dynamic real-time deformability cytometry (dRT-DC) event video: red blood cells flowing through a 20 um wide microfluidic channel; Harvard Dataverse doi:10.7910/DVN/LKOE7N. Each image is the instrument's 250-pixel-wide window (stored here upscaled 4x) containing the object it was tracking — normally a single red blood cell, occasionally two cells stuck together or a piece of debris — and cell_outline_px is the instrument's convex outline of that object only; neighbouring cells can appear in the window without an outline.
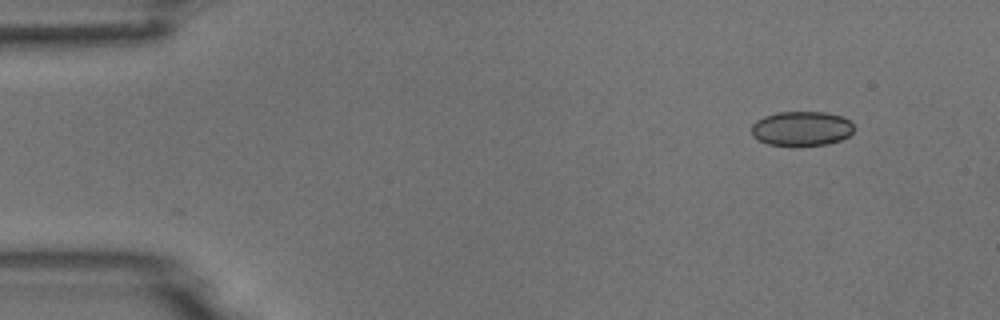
{"species": "common noctule bat (a hibernating species)", "species_latin": "Nyctalus noctula", "temperature_condition": "room temperature", "stored_images_in_passage": 47, "camera_frame_rate_fps": 3000, "um_per_image_px": 0.085, "animal": {"sex": "male", "body_mass_g": 18.8}, "frame": {"image": 1, "passage_image": 1, "time_ms": 0.0, "image_size_px": [1000, 320], "cell_outline_px": [[852, 132], [848, 136], [840, 140], [828, 144], [768, 144], [756, 140], [752, 136], [752, 124], [756, 120], [764, 116], [776, 112], [828, 112], [844, 116], [852, 124]], "centroid_in_image_um": [68.11, 10.9], "position_along_channel_um": 16.9, "area_um2": 20.46}}
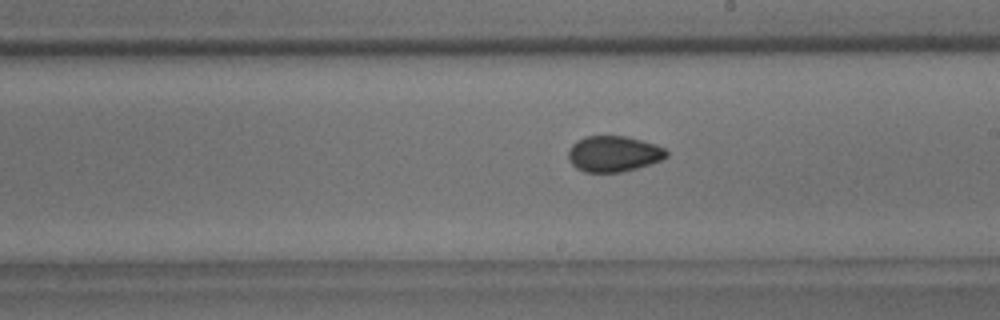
{"frame": {"image": 2, "passage_image": 25, "time_ms": 8.0, "image_size_px": [1000, 320], "cell_outline_px": [[668, 156], [660, 160], [624, 172], [584, 172], [576, 168], [568, 160], [568, 152], [572, 144], [576, 140], [584, 136], [628, 136], [656, 144], [664, 148], [668, 152]], "centroid_in_image_um": [52.13, 13.07], "position_along_channel_um": 236.9, "area_um2": 20.63}}
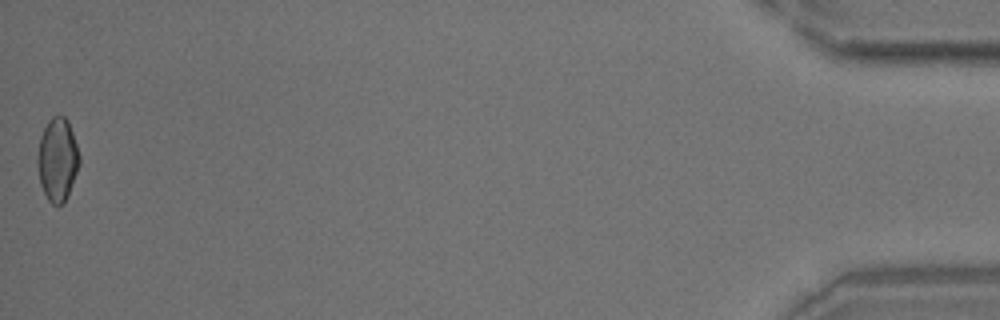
{"frame": {"image": 3, "passage_image": 47, "time_ms": 15.333, "image_size_px": [1000, 320], "cell_outline_px": [[80, 164], [68, 196], [64, 204], [52, 204], [48, 200], [40, 184], [36, 164], [36, 156], [40, 136], [48, 120], [52, 116], [64, 116], [68, 120], [80, 156]], "centroid_in_image_um": [4.87, 13.57], "position_along_channel_um": 430.3, "area_um2": 20.58}}